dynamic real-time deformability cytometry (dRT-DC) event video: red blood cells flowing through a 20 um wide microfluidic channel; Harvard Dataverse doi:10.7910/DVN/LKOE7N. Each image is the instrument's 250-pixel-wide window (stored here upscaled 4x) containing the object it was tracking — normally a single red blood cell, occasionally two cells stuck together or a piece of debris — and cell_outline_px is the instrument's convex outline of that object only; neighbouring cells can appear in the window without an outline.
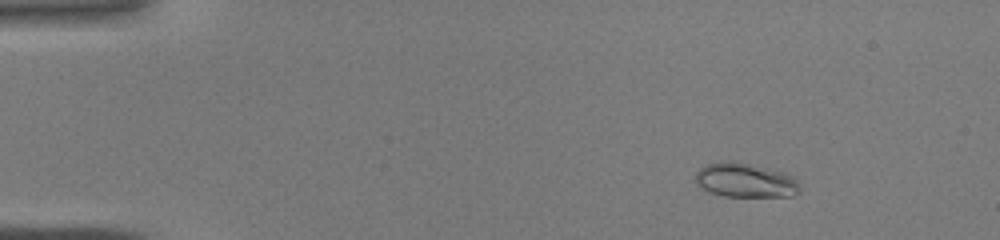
{"species": "common noctule bat (a hibernating species)", "species_latin": "Nyctalus noctula", "temperature_condition": "warm", "stored_images_in_passage": 42, "camera_frame_rate_fps": 3000, "um_per_image_px": 0.085, "animal": {"sex": "male", "body_mass_g": 19.0, "forearm_length_mm": 50.8}, "frame": {"image": 1, "passage_image": 4, "time_ms": 1.0, "image_size_px": [1000, 240], "cell_outline_px": [[800, 192], [792, 196], [724, 196], [712, 192], [696, 184], [696, 172], [700, 168], [708, 164], [724, 160], [732, 160], [784, 172], [792, 176], [796, 180], [800, 188]], "centroid_in_image_um": [63.36, 15.31], "position_along_channel_um": 21.6, "area_um2": 20.69}}
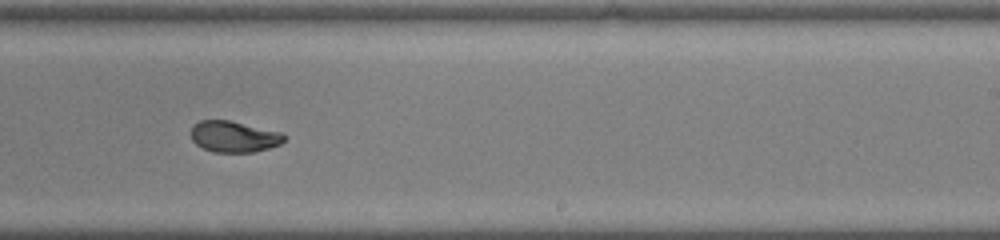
{"frame": {"image": 2, "passage_image": 26, "time_ms": 8.333, "image_size_px": [1000, 240], "cell_outline_px": [[288, 136], [280, 144], [268, 148], [252, 152], [212, 152], [196, 144], [192, 140], [192, 124], [200, 120], [228, 120], [280, 132]], "centroid_in_image_um": [19.87, 11.61], "position_along_channel_um": 269.1, "area_um2": 16.82}}
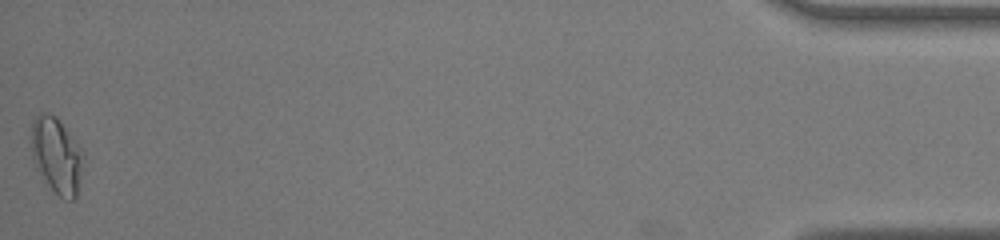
{"frame": {"image": 3, "passage_image": 42, "time_ms": 13.667, "image_size_px": [1000, 240], "cell_outline_px": [[84, 160], [76, 196], [72, 200], [68, 200], [60, 196], [48, 184], [36, 168], [32, 156], [32, 120], [40, 112], [48, 112], [56, 116], [84, 152]], "centroid_in_image_um": [4.82, 13.18], "position_along_channel_um": 430.4, "area_um2": 22.77}}